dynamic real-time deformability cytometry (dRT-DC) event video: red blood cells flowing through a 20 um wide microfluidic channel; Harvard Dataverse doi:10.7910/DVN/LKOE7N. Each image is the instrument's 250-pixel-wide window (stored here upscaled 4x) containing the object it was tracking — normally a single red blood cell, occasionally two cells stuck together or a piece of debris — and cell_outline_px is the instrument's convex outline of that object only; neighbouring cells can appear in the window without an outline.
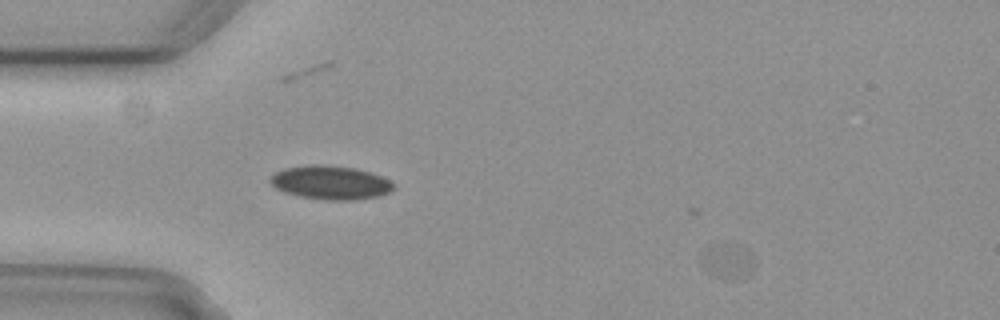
{"species": "common noctule bat (a hibernating species)", "species_latin": "Nyctalus noctula", "temperature_condition": "cold", "stored_images_in_passage": 3, "camera_frame_rate_fps": 3000, "um_per_image_px": 0.085, "animal": {"sex": "female", "body_mass_g": 29.2, "forearm_length_mm": 56.3}, "frame": {"image": 1, "passage_image": 3, "time_ms": 0.667, "image_size_px": [1000, 320], "cell_outline_px": [[756, 268], [752, 276], [736, 280], [724, 280], [708, 272], [700, 264], [708, 252], [736, 244], [748, 248], [756, 256]], "centroid_in_image_um": [62.1, 22.33], "position_along_channel_um": 22.9, "area_um2": 10.69}}